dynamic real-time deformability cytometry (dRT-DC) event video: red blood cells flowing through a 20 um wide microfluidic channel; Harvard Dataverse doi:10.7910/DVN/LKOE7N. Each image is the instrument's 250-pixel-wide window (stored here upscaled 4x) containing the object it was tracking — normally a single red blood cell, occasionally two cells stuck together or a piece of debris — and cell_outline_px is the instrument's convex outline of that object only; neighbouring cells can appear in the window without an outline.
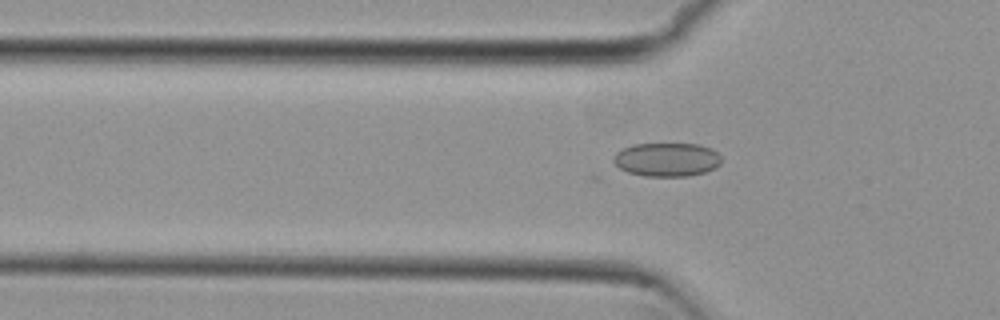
{"species": "common noctule bat (a hibernating species)", "species_latin": "Nyctalus noctula", "temperature_condition": "cold", "stored_images_in_passage": 43, "camera_frame_rate_fps": 3000, "um_per_image_px": 0.085, "animal": {"sex": "female", "body_mass_g": 29.2, "forearm_length_mm": 56.3}, "frame": {"image": 1, "passage_image": 6, "time_ms": 1.667, "image_size_px": [1000, 320], "cell_outline_px": [[720, 164], [716, 168], [704, 172], [688, 176], [644, 176], [628, 172], [620, 168], [612, 160], [612, 156], [616, 152], [632, 144], [700, 144], [712, 148], [720, 156]], "centroid_in_image_um": [56.68, 13.56], "position_along_channel_um": 69.1, "area_um2": 21.27}}
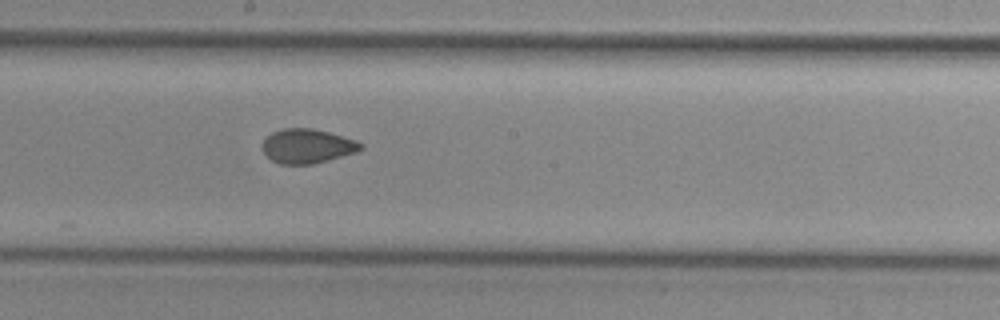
{"frame": {"image": 2, "passage_image": 18, "time_ms": 5.667, "image_size_px": [1000, 320], "cell_outline_px": [[364, 148], [356, 152], [328, 160], [312, 164], [280, 164], [272, 160], [264, 152], [260, 144], [272, 132], [284, 128], [312, 128], [328, 132], [356, 140], [364, 144]], "centroid_in_image_um": [26.12, 12.41], "position_along_channel_um": 222.1, "area_um2": 19.65}}
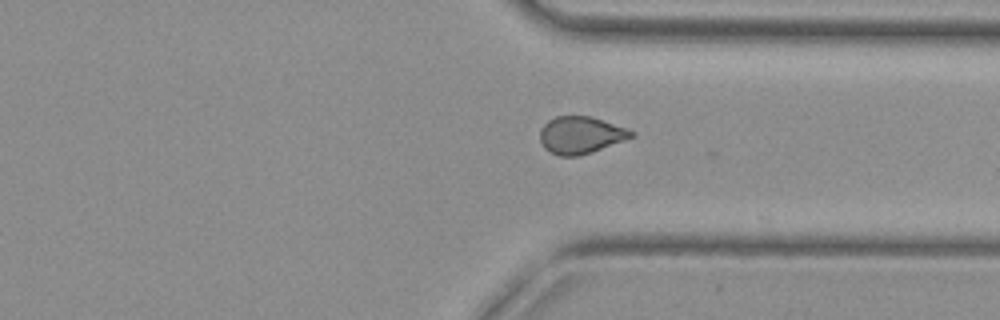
{"frame": {"image": 3, "passage_image": 29, "time_ms": 9.333, "image_size_px": [1000, 320], "cell_outline_px": [[636, 136], [592, 152], [580, 156], [560, 156], [544, 148], [540, 140], [540, 128], [548, 120], [556, 116], [592, 116], [636, 132]], "centroid_in_image_um": [49.36, 11.48], "position_along_channel_um": 362.0, "area_um2": 19.83}, "authors_computed_cell_mechanics": {"area_um2": 20.1144, "velocity_mm_per_s": 3.8139, "shape_relaxation_time_tau1_ms": null, "shape_relaxation_time_tau2_ms": 1.449, "deformation_change_tau1": null, "deformation_change_tau2": 0.0544}}